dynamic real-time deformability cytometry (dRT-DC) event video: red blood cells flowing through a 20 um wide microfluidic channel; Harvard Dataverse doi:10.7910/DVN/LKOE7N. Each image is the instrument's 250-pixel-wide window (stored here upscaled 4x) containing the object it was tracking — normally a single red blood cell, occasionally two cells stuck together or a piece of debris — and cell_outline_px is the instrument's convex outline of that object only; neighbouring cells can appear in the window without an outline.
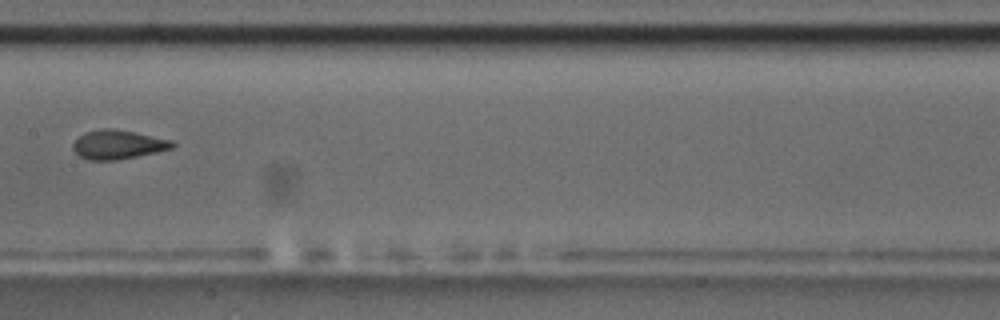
{"species": "common noctule bat (a hibernating species)", "species_latin": "Nyctalus noctula", "temperature_condition": "room temperature", "stored_images_in_passage": 11, "camera_frame_rate_fps": 3000, "um_per_image_px": 0.085, "animal": {"sex": "male", "body_mass_g": 17.5, "forearm_length_mm": 52.3}, "frame": {"image": 1, "passage_image": 8, "time_ms": 9.333, "image_size_px": [1000, 320], "cell_outline_px": [[176, 144], [172, 148], [156, 152], [116, 160], [88, 160], [80, 156], [72, 148], [72, 144], [84, 132], [100, 128], [112, 128], [172, 140]], "centroid_in_image_um": [10.0, 12.28], "position_along_channel_um": 197.4, "area_um2": 16.65}}